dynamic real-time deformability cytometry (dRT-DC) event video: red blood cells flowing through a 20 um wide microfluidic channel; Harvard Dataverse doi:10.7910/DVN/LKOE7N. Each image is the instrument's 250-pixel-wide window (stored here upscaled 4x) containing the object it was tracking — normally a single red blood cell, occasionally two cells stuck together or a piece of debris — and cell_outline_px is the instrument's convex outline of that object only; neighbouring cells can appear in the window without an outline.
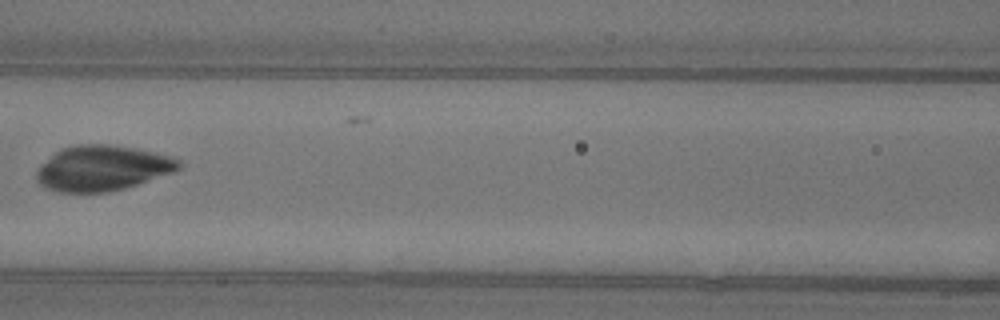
{"species": "common noctule bat (a hibernating species)", "species_latin": "Nyctalus noctula", "temperature_condition": "warm", "stored_images_in_passage": 7, "camera_frame_rate_fps": 3000, "um_per_image_px": 0.085, "animal": {"sex": "female"}, "frame": {"image": 1, "passage_image": 6, "time_ms": 6.667, "image_size_px": [1000, 320], "cell_outline_px": [[184, 164], [180, 168], [172, 172], [124, 188], [108, 192], [60, 192], [48, 188], [40, 184], [36, 180], [36, 172], [40, 164], [60, 148], [76, 144], [108, 144], [132, 148], [176, 156]], "centroid_in_image_um": [8.7, 14.28], "position_along_channel_um": 157.9, "area_um2": 37.63}}